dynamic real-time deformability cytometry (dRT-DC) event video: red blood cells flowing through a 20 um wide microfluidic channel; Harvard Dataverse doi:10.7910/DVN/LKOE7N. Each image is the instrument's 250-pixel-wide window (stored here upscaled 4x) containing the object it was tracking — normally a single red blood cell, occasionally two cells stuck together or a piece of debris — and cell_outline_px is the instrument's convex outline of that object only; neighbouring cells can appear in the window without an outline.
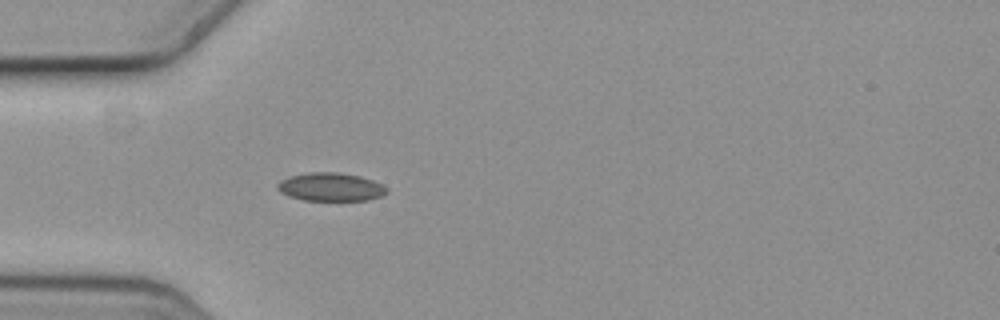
{"species": "common noctule bat (a hibernating species)", "species_latin": "Nyctalus noctula", "temperature_condition": "cold", "stored_images_in_passage": 6, "camera_frame_rate_fps": 3000, "um_per_image_px": 0.085, "animal": {"sex": "female", "body_mass_g": 19.3, "forearm_length_mm": 54.1}, "frame": {"image": 1, "passage_image": 6, "time_ms": 1.667, "image_size_px": [1000, 320], "cell_outline_px": [[388, 192], [384, 196], [368, 200], [304, 200], [288, 196], [280, 192], [276, 188], [276, 184], [280, 180], [288, 176], [308, 172], [336, 172], [360, 176], [372, 180], [388, 188]], "centroid_in_image_um": [28.09, 15.89], "position_along_channel_um": 56.9, "area_um2": 18.21}}